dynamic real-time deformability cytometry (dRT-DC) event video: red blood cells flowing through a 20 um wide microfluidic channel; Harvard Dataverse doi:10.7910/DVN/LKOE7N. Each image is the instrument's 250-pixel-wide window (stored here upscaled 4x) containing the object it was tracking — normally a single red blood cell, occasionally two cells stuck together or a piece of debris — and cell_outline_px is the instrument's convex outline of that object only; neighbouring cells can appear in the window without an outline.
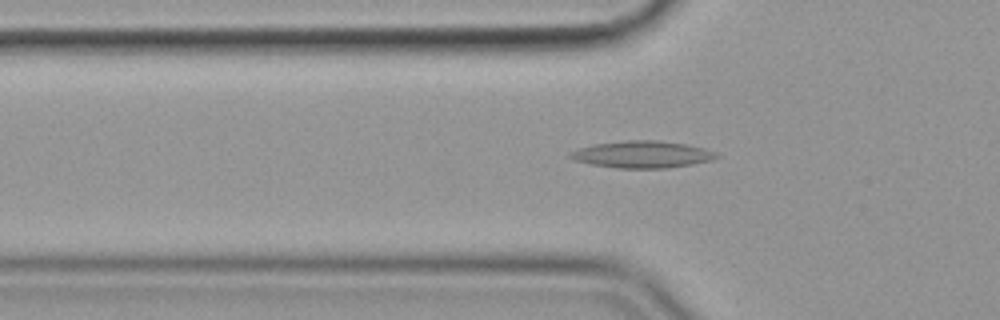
{"species": "common noctule bat (a hibernating species)", "species_latin": "Nyctalus noctula", "temperature_condition": "cold", "stored_images_in_passage": 55, "camera_frame_rate_fps": 3000, "um_per_image_px": 0.085, "animal": {"sex": "female", "body_mass_g": 19.9}, "frame": {"image": 1, "passage_image": 18, "time_ms": 5.667, "image_size_px": [1000, 320], "cell_outline_px": [[720, 156], [712, 160], [692, 164], [664, 168], [616, 168], [592, 164], [572, 160], [568, 156], [568, 152], [592, 144], [624, 140], [660, 140], [684, 144], [704, 148], [716, 152]], "centroid_in_image_um": [54.56, 13.12], "position_along_channel_um": 71.2, "area_um2": 23.06}}
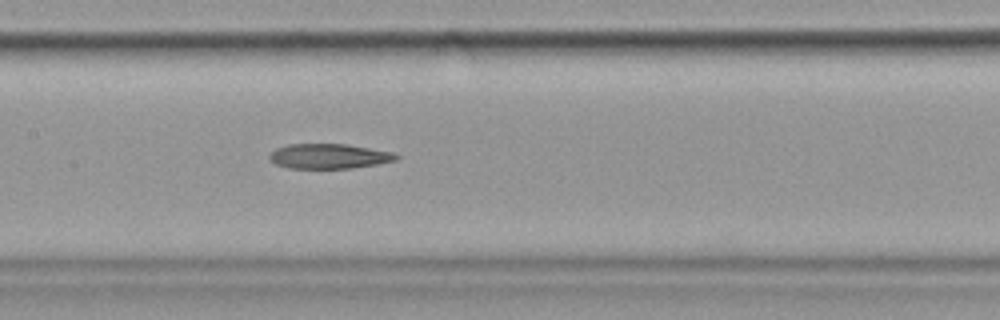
{"frame": {"image": 2, "passage_image": 27, "time_ms": 8.667, "image_size_px": [1000, 320], "cell_outline_px": [[400, 156], [396, 160], [376, 164], [352, 168], [288, 168], [276, 164], [268, 160], [268, 156], [276, 148], [288, 144], [348, 144], [396, 152]], "centroid_in_image_um": [27.98, 13.27], "position_along_channel_um": 179.4, "area_um2": 18.55}}
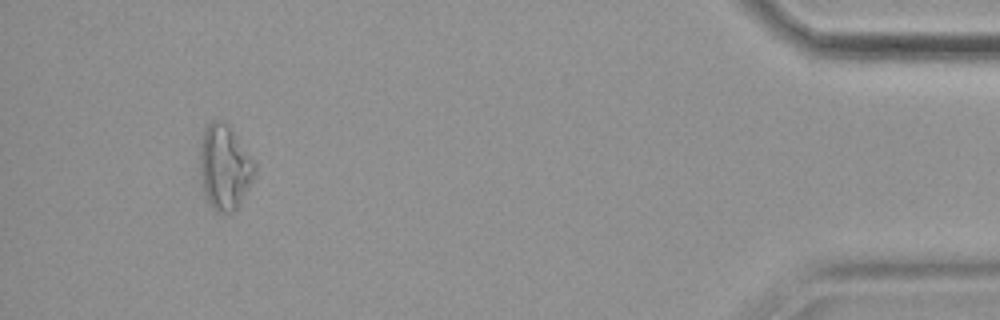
{"frame": {"image": 3, "passage_image": 52, "time_ms": 17.0, "image_size_px": [1000, 320], "cell_outline_px": [[256, 172], [240, 204], [232, 212], [216, 212], [208, 204], [204, 196], [200, 172], [200, 144], [204, 132], [208, 124], [212, 120], [224, 120], [228, 124], [256, 164]], "centroid_in_image_um": [19.08, 14.23], "position_along_channel_um": 416.1, "area_um2": 27.11}, "authors_computed_cell_mechanics": {"area_um2": 21.097, "velocity_mm_per_s": 3.6034, "shape_relaxation_time_tau1_ms": null, "shape_relaxation_time_tau2_ms": 7.9872, "deformation_change_tau1": null, "deformation_change_tau2": 0.229}}